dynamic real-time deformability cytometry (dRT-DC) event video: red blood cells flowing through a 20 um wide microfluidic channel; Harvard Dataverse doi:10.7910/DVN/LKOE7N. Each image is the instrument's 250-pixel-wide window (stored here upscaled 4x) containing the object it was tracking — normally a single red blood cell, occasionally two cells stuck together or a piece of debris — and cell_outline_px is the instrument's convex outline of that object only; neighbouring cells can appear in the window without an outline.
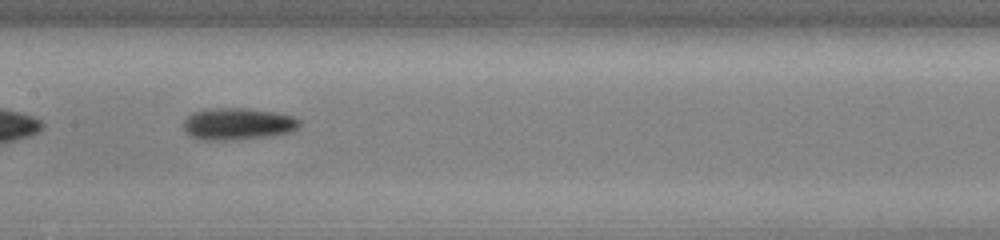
{"species": "common noctule bat (a hibernating species)", "species_latin": "Nyctalus noctula", "temperature_condition": "cold", "stored_images_in_passage": 36, "camera_frame_rate_fps": 3000, "um_per_image_px": 0.085, "animal": {"sex": "male", "body_mass_g": 13.0, "forearm_length_mm": 53.1}, "frame": {"image": 1, "passage_image": 11, "time_ms": 3.333, "image_size_px": [1000, 240], "cell_outline_px": [[300, 128], [292, 132], [272, 136], [224, 140], [200, 140], [188, 136], [184, 132], [184, 120], [192, 112], [212, 108], [244, 108], [276, 112], [292, 116], [300, 120]], "centroid_in_image_um": [20.21, 10.54], "position_along_channel_um": 187.2, "area_um2": 21.85}}
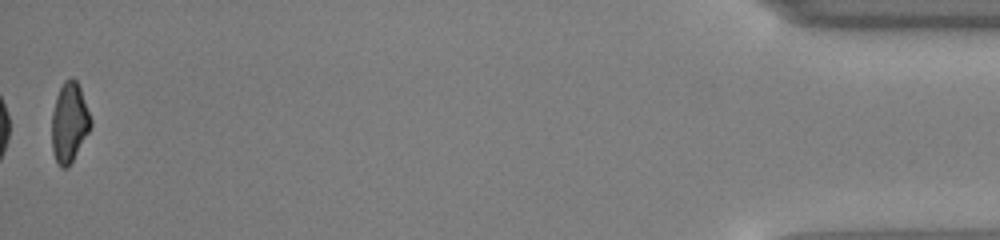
{"frame": {"image": 2, "passage_image": 36, "time_ms": 11.667, "image_size_px": [1000, 240], "cell_outline_px": [[92, 124], [88, 132], [68, 168], [60, 168], [52, 152], [52, 112], [56, 96], [64, 80], [72, 76], [76, 80], [80, 88], [92, 120]], "centroid_in_image_um": [5.88, 10.4], "position_along_channel_um": 429.3, "area_um2": 18.03}, "authors_computed_cell_mechanics": {"area_um2": 19.7098, "velocity_mm_per_s": 3.955, "shape_relaxation_time_tau1_ms": 2.4048, "shape_relaxation_time_tau2_ms": null, "deformation_change_tau1": 0.1368, "deformation_change_tau2": null}}